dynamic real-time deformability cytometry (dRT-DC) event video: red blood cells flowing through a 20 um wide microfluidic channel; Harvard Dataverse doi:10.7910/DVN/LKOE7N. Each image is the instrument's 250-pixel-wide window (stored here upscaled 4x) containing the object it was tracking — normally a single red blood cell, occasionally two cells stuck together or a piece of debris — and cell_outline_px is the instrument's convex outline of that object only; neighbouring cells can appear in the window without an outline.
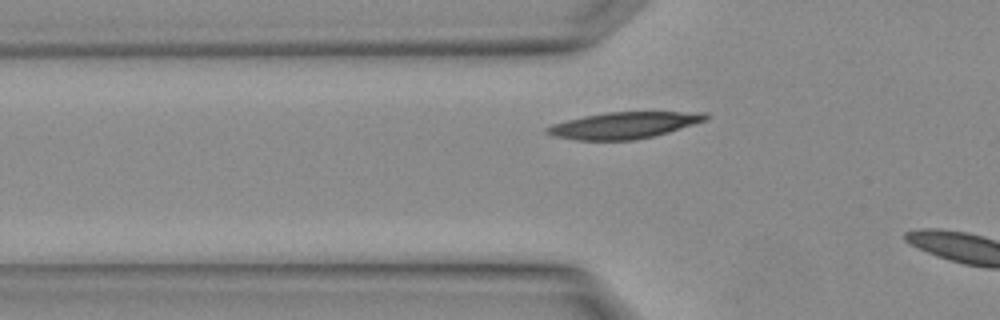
{"species": "Egyptian fruit bat (a non-hibernating species)", "species_latin": "Rousettus aegyptiacus", "temperature_condition": "warm", "stored_images_in_passage": 3, "segment_of_instrument_passage": [2, 2], "camera_frame_rate_fps": 3000, "um_per_image_px": 0.085, "animal": {"sex": "female"}, "frame": {"image": 1, "passage_image": 3, "time_ms": 0.667, "image_size_px": [1000, 320], "cell_outline_px": [[708, 120], [668, 132], [652, 136], [632, 140], [576, 140], [552, 136], [544, 132], [544, 128], [552, 124], [584, 116], [604, 112], [704, 112], [708, 116]], "centroid_in_image_um": [53.0, 10.65], "position_along_channel_um": 72.8, "area_um2": 24.45}}